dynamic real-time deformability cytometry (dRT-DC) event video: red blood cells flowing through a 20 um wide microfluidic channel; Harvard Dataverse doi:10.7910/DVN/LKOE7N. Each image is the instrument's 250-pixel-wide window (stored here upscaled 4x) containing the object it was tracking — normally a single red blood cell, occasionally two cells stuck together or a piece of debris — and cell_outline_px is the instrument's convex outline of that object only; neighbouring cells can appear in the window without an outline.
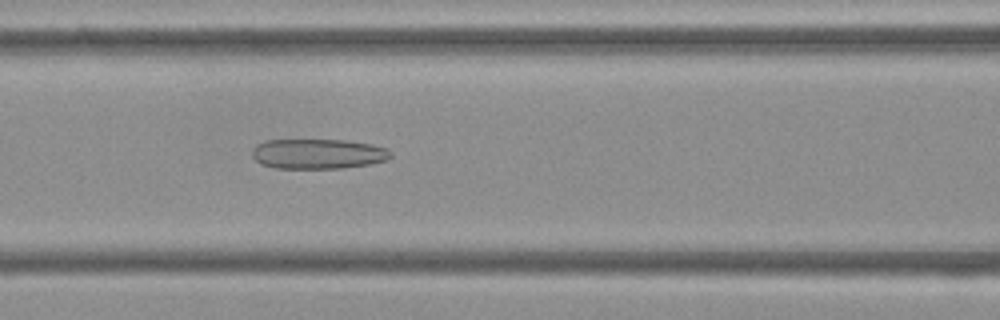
{"species": "Egyptian fruit bat (a non-hibernating species)", "species_latin": "Rousettus aegyptiacus", "temperature_condition": "cold", "stored_images_in_passage": 52, "camera_frame_rate_fps": 3000, "um_per_image_px": 0.085, "frame": {"image": 1, "passage_image": 21, "time_ms": 6.667, "image_size_px": [1000, 320], "cell_outline_px": [[392, 156], [388, 160], [368, 164], [344, 168], [276, 168], [260, 164], [252, 156], [252, 148], [256, 144], [264, 140], [344, 140], [372, 144], [388, 148], [392, 152]], "centroid_in_image_um": [27.04, 13.07], "position_along_channel_um": 139.6, "area_um2": 24.45}}
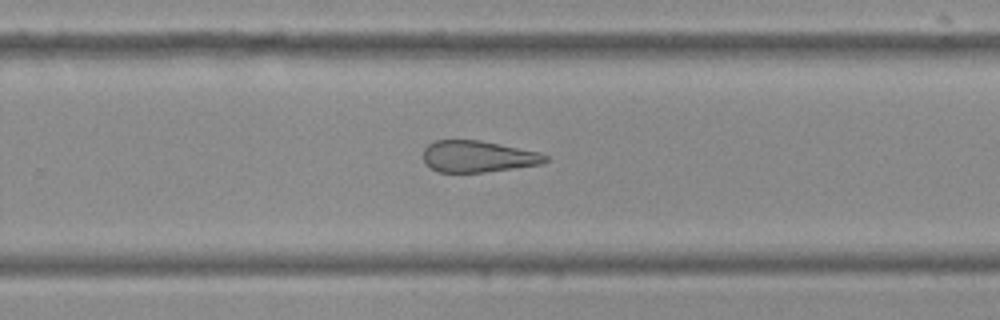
{"frame": {"image": 2, "passage_image": 33, "time_ms": 10.667, "image_size_px": [1000, 320], "cell_outline_px": [[548, 160], [540, 164], [484, 172], [436, 172], [424, 164], [424, 148], [428, 144], [436, 140], [480, 140], [540, 152], [548, 156]], "centroid_in_image_um": [40.59, 13.3], "position_along_channel_um": 289.2, "area_um2": 22.43}}
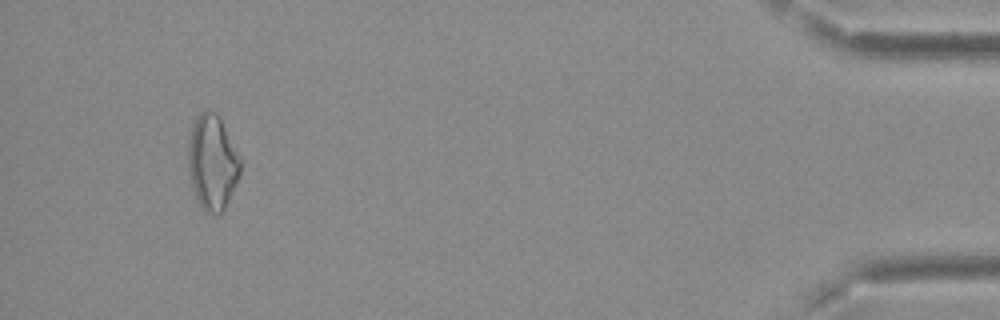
{"frame": {"image": 3, "passage_image": 49, "time_ms": 16.0, "image_size_px": [1000, 320], "cell_outline_px": [[240, 176], [224, 208], [220, 212], [204, 212], [200, 208], [192, 184], [188, 168], [188, 144], [192, 128], [196, 116], [204, 108], [208, 108], [216, 112], [220, 116], [240, 160]], "centroid_in_image_um": [18.03, 13.75], "position_along_channel_um": 417.2, "area_um2": 28.61}, "authors_computed_cell_mechanics": {"area_um2": 26.2701, "velocity_mm_per_s": 3.7423, "shape_relaxation_time_tau1_ms": null, "shape_relaxation_time_tau2_ms": 7.4876, "deformation_change_tau1": null, "deformation_change_tau2": 0.2347}}